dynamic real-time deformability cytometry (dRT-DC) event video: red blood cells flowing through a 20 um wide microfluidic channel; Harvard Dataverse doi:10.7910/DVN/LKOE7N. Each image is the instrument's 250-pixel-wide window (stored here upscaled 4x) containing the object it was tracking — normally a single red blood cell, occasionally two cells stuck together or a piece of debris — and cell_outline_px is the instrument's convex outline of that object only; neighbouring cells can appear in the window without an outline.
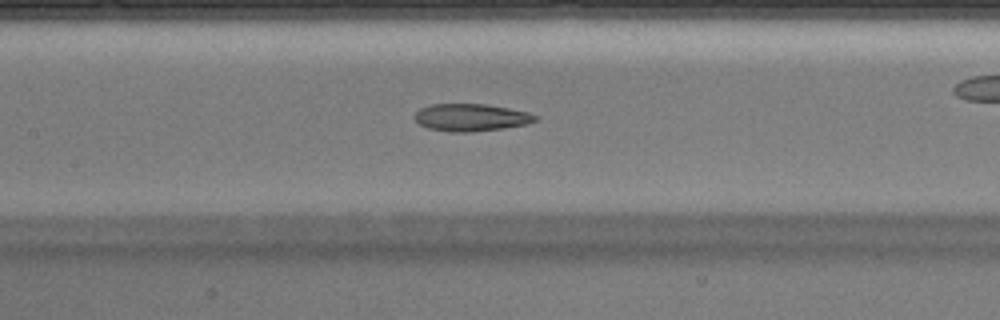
{"species": "Egyptian fruit bat (a non-hibernating species)", "species_latin": "Rousettus aegyptiacus", "temperature_condition": "warm", "stored_images_in_passage": 42, "camera_frame_rate_fps": 3000, "um_per_image_px": 0.085, "animal": {"sex": "male"}, "frame": {"image": 1, "passage_image": 19, "time_ms": 6.0, "image_size_px": [1000, 320], "cell_outline_px": [[540, 116], [536, 120], [524, 124], [504, 128], [472, 132], [448, 132], [428, 128], [420, 124], [412, 116], [420, 108], [432, 104], [484, 104], [508, 108], [528, 112]], "centroid_in_image_um": [40.01, 9.98], "position_along_channel_um": 167.4, "area_um2": 19.25}}